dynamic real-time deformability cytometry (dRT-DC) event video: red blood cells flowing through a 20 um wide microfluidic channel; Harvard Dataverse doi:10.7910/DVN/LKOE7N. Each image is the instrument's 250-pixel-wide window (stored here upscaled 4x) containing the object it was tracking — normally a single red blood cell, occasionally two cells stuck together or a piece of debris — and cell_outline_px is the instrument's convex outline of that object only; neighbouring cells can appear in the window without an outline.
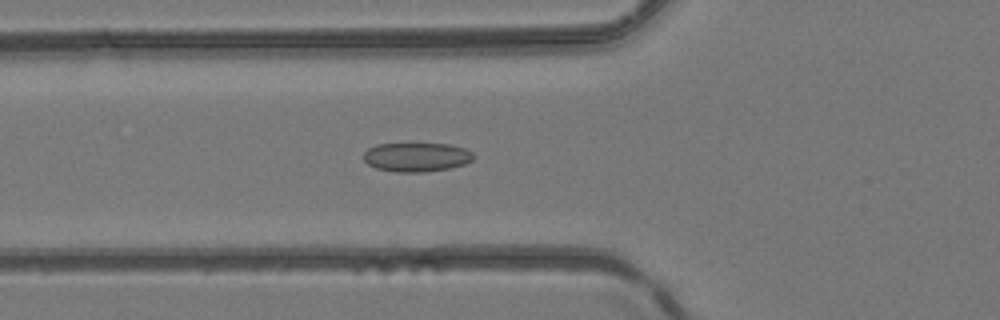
{"species": "common noctule bat (a hibernating species)", "species_latin": "Nyctalus noctula", "temperature_condition": "room temperature", "stored_images_in_passage": 47, "camera_frame_rate_fps": 3000, "um_per_image_px": 0.085, "animal": {"sex": "female", "body_mass_g": 24.6, "forearm_length_mm": 56.2}, "frame": {"image": 1, "passage_image": 18, "time_ms": 5.667, "image_size_px": [1000, 320], "cell_outline_px": [[472, 160], [464, 164], [448, 168], [424, 172], [396, 172], [376, 168], [368, 164], [364, 160], [364, 152], [368, 148], [376, 144], [448, 144], [464, 148], [472, 152]], "centroid_in_image_um": [35.37, 13.35], "position_along_channel_um": 90.4, "area_um2": 18.44}}
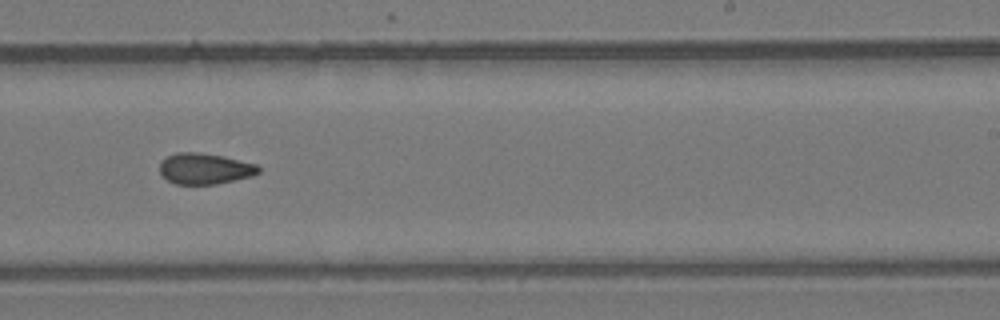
{"frame": {"image": 2, "passage_image": 30, "time_ms": 9.667, "image_size_px": [1000, 320], "cell_outline_px": [[260, 172], [252, 176], [216, 184], [176, 184], [168, 180], [160, 172], [160, 160], [176, 152], [196, 152], [224, 156], [256, 164], [260, 168]], "centroid_in_image_um": [17.41, 14.33], "position_along_channel_um": 271.6, "area_um2": 17.8}}
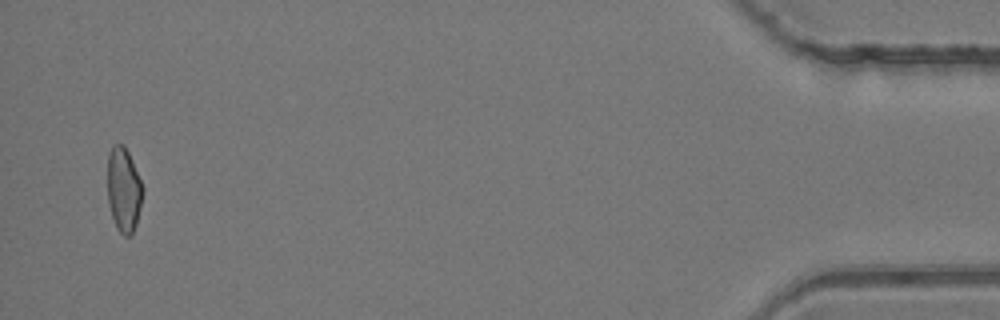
{"frame": {"image": 3, "passage_image": 46, "time_ms": 15.0, "image_size_px": [1000, 320], "cell_outline_px": [[144, 192], [136, 224], [132, 236], [124, 236], [116, 228], [112, 216], [108, 200], [108, 156], [112, 144], [124, 144], [132, 160], [144, 188]], "centroid_in_image_um": [10.53, 16.13], "position_along_channel_um": 424.7, "area_um2": 17.46}}